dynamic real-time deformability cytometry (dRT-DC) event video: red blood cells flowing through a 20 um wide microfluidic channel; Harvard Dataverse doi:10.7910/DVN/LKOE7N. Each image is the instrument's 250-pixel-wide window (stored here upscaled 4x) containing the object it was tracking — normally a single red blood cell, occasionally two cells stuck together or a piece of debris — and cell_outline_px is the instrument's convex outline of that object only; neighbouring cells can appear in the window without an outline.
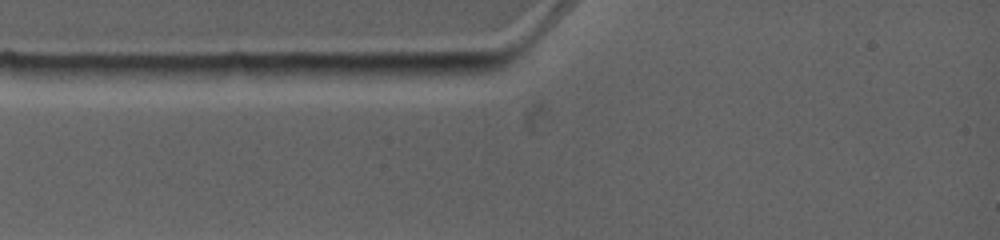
{"species": "common noctule bat (a hibernating species)", "species_latin": "Nyctalus noctula", "temperature_condition": "warm", "stored_images_in_passage": 4, "camera_frame_rate_fps": 4500, "um_per_image_px": 0.085, "animal": {"sex": "female", "body_mass_g": 19.0, "forearm_length_mm": 53.3}, "frame": {"image": 1, "passage_image": 2, "time_ms": 1.111, "image_size_px": [1000, 240], "cell_outline_px": [[488, 72], [420, 80], [376, 80], [372, 72], [372, 64], [484, 64]], "centroid_in_image_um": [36.02, 6.04], "position_along_channel_um": 49.0, "area_um2": 11.21}}